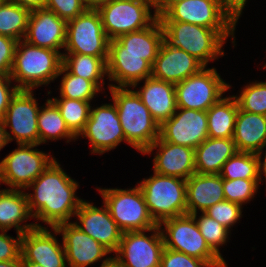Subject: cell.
Returning a JSON list of instances; mask_svg holds the SVG:
<instances>
[{
    "mask_svg": "<svg viewBox=\"0 0 266 267\" xmlns=\"http://www.w3.org/2000/svg\"><path fill=\"white\" fill-rule=\"evenodd\" d=\"M163 42L162 24L157 18L149 27L110 40L108 52L134 53L154 64Z\"/></svg>",
    "mask_w": 266,
    "mask_h": 267,
    "instance_id": "23",
    "label": "cell"
},
{
    "mask_svg": "<svg viewBox=\"0 0 266 267\" xmlns=\"http://www.w3.org/2000/svg\"><path fill=\"white\" fill-rule=\"evenodd\" d=\"M110 0H83L87 9H98L100 6L109 2Z\"/></svg>",
    "mask_w": 266,
    "mask_h": 267,
    "instance_id": "51",
    "label": "cell"
},
{
    "mask_svg": "<svg viewBox=\"0 0 266 267\" xmlns=\"http://www.w3.org/2000/svg\"><path fill=\"white\" fill-rule=\"evenodd\" d=\"M38 131L39 145L46 143L48 140L67 139V143L71 140L78 139L67 127L65 120L61 116L56 104L47 99L46 104L41 106L38 114Z\"/></svg>",
    "mask_w": 266,
    "mask_h": 267,
    "instance_id": "31",
    "label": "cell"
},
{
    "mask_svg": "<svg viewBox=\"0 0 266 267\" xmlns=\"http://www.w3.org/2000/svg\"><path fill=\"white\" fill-rule=\"evenodd\" d=\"M6 128L3 119L0 118V150L8 144Z\"/></svg>",
    "mask_w": 266,
    "mask_h": 267,
    "instance_id": "50",
    "label": "cell"
},
{
    "mask_svg": "<svg viewBox=\"0 0 266 267\" xmlns=\"http://www.w3.org/2000/svg\"><path fill=\"white\" fill-rule=\"evenodd\" d=\"M0 261H11L21 257V233L17 238L7 235V231L0 230Z\"/></svg>",
    "mask_w": 266,
    "mask_h": 267,
    "instance_id": "43",
    "label": "cell"
},
{
    "mask_svg": "<svg viewBox=\"0 0 266 267\" xmlns=\"http://www.w3.org/2000/svg\"><path fill=\"white\" fill-rule=\"evenodd\" d=\"M79 136L89 139L91 153L101 155L116 148L121 142H125L115 103L92 107L90 117Z\"/></svg>",
    "mask_w": 266,
    "mask_h": 267,
    "instance_id": "15",
    "label": "cell"
},
{
    "mask_svg": "<svg viewBox=\"0 0 266 267\" xmlns=\"http://www.w3.org/2000/svg\"><path fill=\"white\" fill-rule=\"evenodd\" d=\"M225 200L223 178L219 174L195 173L186 180L187 214L204 212Z\"/></svg>",
    "mask_w": 266,
    "mask_h": 267,
    "instance_id": "25",
    "label": "cell"
},
{
    "mask_svg": "<svg viewBox=\"0 0 266 267\" xmlns=\"http://www.w3.org/2000/svg\"><path fill=\"white\" fill-rule=\"evenodd\" d=\"M138 186L144 194L148 211L157 224L187 214L186 180L154 172L148 179L141 180Z\"/></svg>",
    "mask_w": 266,
    "mask_h": 267,
    "instance_id": "6",
    "label": "cell"
},
{
    "mask_svg": "<svg viewBox=\"0 0 266 267\" xmlns=\"http://www.w3.org/2000/svg\"><path fill=\"white\" fill-rule=\"evenodd\" d=\"M97 189L104 199L103 204L122 232L144 230L149 232L158 226L148 211L144 194L138 185L127 190L98 187Z\"/></svg>",
    "mask_w": 266,
    "mask_h": 267,
    "instance_id": "7",
    "label": "cell"
},
{
    "mask_svg": "<svg viewBox=\"0 0 266 267\" xmlns=\"http://www.w3.org/2000/svg\"><path fill=\"white\" fill-rule=\"evenodd\" d=\"M156 148L158 151L153 158V172L184 180L196 173L193 148L172 144L159 137L143 154L149 155Z\"/></svg>",
    "mask_w": 266,
    "mask_h": 267,
    "instance_id": "20",
    "label": "cell"
},
{
    "mask_svg": "<svg viewBox=\"0 0 266 267\" xmlns=\"http://www.w3.org/2000/svg\"><path fill=\"white\" fill-rule=\"evenodd\" d=\"M151 7L155 9L154 0H110L97 10L105 34L112 40L149 27L158 18L155 12L151 14Z\"/></svg>",
    "mask_w": 266,
    "mask_h": 267,
    "instance_id": "8",
    "label": "cell"
},
{
    "mask_svg": "<svg viewBox=\"0 0 266 267\" xmlns=\"http://www.w3.org/2000/svg\"><path fill=\"white\" fill-rule=\"evenodd\" d=\"M12 79L10 75H0V118L3 119L6 110L11 102V99L17 93L19 88L14 85L12 86ZM12 86V88H11Z\"/></svg>",
    "mask_w": 266,
    "mask_h": 267,
    "instance_id": "45",
    "label": "cell"
},
{
    "mask_svg": "<svg viewBox=\"0 0 266 267\" xmlns=\"http://www.w3.org/2000/svg\"><path fill=\"white\" fill-rule=\"evenodd\" d=\"M109 43L97 9H86L67 22L65 53L108 58Z\"/></svg>",
    "mask_w": 266,
    "mask_h": 267,
    "instance_id": "9",
    "label": "cell"
},
{
    "mask_svg": "<svg viewBox=\"0 0 266 267\" xmlns=\"http://www.w3.org/2000/svg\"><path fill=\"white\" fill-rule=\"evenodd\" d=\"M239 110L236 98L222 97L207 111L208 135L211 138H233L235 120Z\"/></svg>",
    "mask_w": 266,
    "mask_h": 267,
    "instance_id": "30",
    "label": "cell"
},
{
    "mask_svg": "<svg viewBox=\"0 0 266 267\" xmlns=\"http://www.w3.org/2000/svg\"><path fill=\"white\" fill-rule=\"evenodd\" d=\"M40 107L32 90L19 89L3 118L8 142L39 145L38 114ZM10 128V132L7 131ZM11 133V134H10Z\"/></svg>",
    "mask_w": 266,
    "mask_h": 267,
    "instance_id": "14",
    "label": "cell"
},
{
    "mask_svg": "<svg viewBox=\"0 0 266 267\" xmlns=\"http://www.w3.org/2000/svg\"><path fill=\"white\" fill-rule=\"evenodd\" d=\"M197 226L206 240L208 246L223 260L219 247L228 242L229 230L218 221L206 215L204 212L197 217V213L193 214Z\"/></svg>",
    "mask_w": 266,
    "mask_h": 267,
    "instance_id": "37",
    "label": "cell"
},
{
    "mask_svg": "<svg viewBox=\"0 0 266 267\" xmlns=\"http://www.w3.org/2000/svg\"><path fill=\"white\" fill-rule=\"evenodd\" d=\"M160 21H177L216 30L225 40L234 38L235 26L222 13L218 0H183L172 4Z\"/></svg>",
    "mask_w": 266,
    "mask_h": 267,
    "instance_id": "12",
    "label": "cell"
},
{
    "mask_svg": "<svg viewBox=\"0 0 266 267\" xmlns=\"http://www.w3.org/2000/svg\"><path fill=\"white\" fill-rule=\"evenodd\" d=\"M0 267H24L23 259L11 260V261H0Z\"/></svg>",
    "mask_w": 266,
    "mask_h": 267,
    "instance_id": "52",
    "label": "cell"
},
{
    "mask_svg": "<svg viewBox=\"0 0 266 267\" xmlns=\"http://www.w3.org/2000/svg\"><path fill=\"white\" fill-rule=\"evenodd\" d=\"M18 41L0 35V75H10Z\"/></svg>",
    "mask_w": 266,
    "mask_h": 267,
    "instance_id": "44",
    "label": "cell"
},
{
    "mask_svg": "<svg viewBox=\"0 0 266 267\" xmlns=\"http://www.w3.org/2000/svg\"><path fill=\"white\" fill-rule=\"evenodd\" d=\"M62 64L61 52L20 40L15 49L10 77L18 83L19 89L33 90L58 78Z\"/></svg>",
    "mask_w": 266,
    "mask_h": 267,
    "instance_id": "3",
    "label": "cell"
},
{
    "mask_svg": "<svg viewBox=\"0 0 266 267\" xmlns=\"http://www.w3.org/2000/svg\"><path fill=\"white\" fill-rule=\"evenodd\" d=\"M264 148H266V143L260 148V150L256 153V157L258 160V185L262 182V175H264L266 179V150L263 155H265L262 158V152L264 151ZM263 160V162L261 161Z\"/></svg>",
    "mask_w": 266,
    "mask_h": 267,
    "instance_id": "48",
    "label": "cell"
},
{
    "mask_svg": "<svg viewBox=\"0 0 266 267\" xmlns=\"http://www.w3.org/2000/svg\"><path fill=\"white\" fill-rule=\"evenodd\" d=\"M75 216L79 220V222H73L75 225L99 242L110 253H116L123 232L112 219L105 205L98 208L93 203L83 200Z\"/></svg>",
    "mask_w": 266,
    "mask_h": 267,
    "instance_id": "17",
    "label": "cell"
},
{
    "mask_svg": "<svg viewBox=\"0 0 266 267\" xmlns=\"http://www.w3.org/2000/svg\"><path fill=\"white\" fill-rule=\"evenodd\" d=\"M158 226L165 248L204 260L210 267H227L225 260L208 246L193 215L185 214L168 218Z\"/></svg>",
    "mask_w": 266,
    "mask_h": 267,
    "instance_id": "5",
    "label": "cell"
},
{
    "mask_svg": "<svg viewBox=\"0 0 266 267\" xmlns=\"http://www.w3.org/2000/svg\"><path fill=\"white\" fill-rule=\"evenodd\" d=\"M47 227H36L22 235L23 263H36L44 267H67L65 249Z\"/></svg>",
    "mask_w": 266,
    "mask_h": 267,
    "instance_id": "18",
    "label": "cell"
},
{
    "mask_svg": "<svg viewBox=\"0 0 266 267\" xmlns=\"http://www.w3.org/2000/svg\"><path fill=\"white\" fill-rule=\"evenodd\" d=\"M31 217L27 196L22 189L0 190V230L8 231L14 227L16 233L24 234L36 227H43L37 223L21 225Z\"/></svg>",
    "mask_w": 266,
    "mask_h": 267,
    "instance_id": "27",
    "label": "cell"
},
{
    "mask_svg": "<svg viewBox=\"0 0 266 267\" xmlns=\"http://www.w3.org/2000/svg\"><path fill=\"white\" fill-rule=\"evenodd\" d=\"M195 150V170L199 174H219L237 148L233 138L208 137Z\"/></svg>",
    "mask_w": 266,
    "mask_h": 267,
    "instance_id": "29",
    "label": "cell"
},
{
    "mask_svg": "<svg viewBox=\"0 0 266 267\" xmlns=\"http://www.w3.org/2000/svg\"><path fill=\"white\" fill-rule=\"evenodd\" d=\"M63 66L76 76L92 81L101 91L107 76V58L76 53H62Z\"/></svg>",
    "mask_w": 266,
    "mask_h": 267,
    "instance_id": "32",
    "label": "cell"
},
{
    "mask_svg": "<svg viewBox=\"0 0 266 267\" xmlns=\"http://www.w3.org/2000/svg\"><path fill=\"white\" fill-rule=\"evenodd\" d=\"M100 267H121V266L113 259V257L110 256L104 258Z\"/></svg>",
    "mask_w": 266,
    "mask_h": 267,
    "instance_id": "53",
    "label": "cell"
},
{
    "mask_svg": "<svg viewBox=\"0 0 266 267\" xmlns=\"http://www.w3.org/2000/svg\"><path fill=\"white\" fill-rule=\"evenodd\" d=\"M205 67L186 51L170 47L164 40L152 65V77L177 84Z\"/></svg>",
    "mask_w": 266,
    "mask_h": 267,
    "instance_id": "22",
    "label": "cell"
},
{
    "mask_svg": "<svg viewBox=\"0 0 266 267\" xmlns=\"http://www.w3.org/2000/svg\"><path fill=\"white\" fill-rule=\"evenodd\" d=\"M183 1V0H154L155 9L153 12L157 14V16L163 14L172 4Z\"/></svg>",
    "mask_w": 266,
    "mask_h": 267,
    "instance_id": "49",
    "label": "cell"
},
{
    "mask_svg": "<svg viewBox=\"0 0 266 267\" xmlns=\"http://www.w3.org/2000/svg\"><path fill=\"white\" fill-rule=\"evenodd\" d=\"M160 267H210L204 260L172 249H163Z\"/></svg>",
    "mask_w": 266,
    "mask_h": 267,
    "instance_id": "42",
    "label": "cell"
},
{
    "mask_svg": "<svg viewBox=\"0 0 266 267\" xmlns=\"http://www.w3.org/2000/svg\"><path fill=\"white\" fill-rule=\"evenodd\" d=\"M258 186V179H223L225 200L242 206L255 197Z\"/></svg>",
    "mask_w": 266,
    "mask_h": 267,
    "instance_id": "39",
    "label": "cell"
},
{
    "mask_svg": "<svg viewBox=\"0 0 266 267\" xmlns=\"http://www.w3.org/2000/svg\"><path fill=\"white\" fill-rule=\"evenodd\" d=\"M51 100L59 109L69 130L79 138V134L84 130L90 117L91 102L68 98L57 99L56 97Z\"/></svg>",
    "mask_w": 266,
    "mask_h": 267,
    "instance_id": "34",
    "label": "cell"
},
{
    "mask_svg": "<svg viewBox=\"0 0 266 267\" xmlns=\"http://www.w3.org/2000/svg\"><path fill=\"white\" fill-rule=\"evenodd\" d=\"M204 213L230 230L241 218L242 206L223 200L209 207Z\"/></svg>",
    "mask_w": 266,
    "mask_h": 267,
    "instance_id": "40",
    "label": "cell"
},
{
    "mask_svg": "<svg viewBox=\"0 0 266 267\" xmlns=\"http://www.w3.org/2000/svg\"><path fill=\"white\" fill-rule=\"evenodd\" d=\"M215 68L203 67L198 73L175 84L177 107L207 111L230 90Z\"/></svg>",
    "mask_w": 266,
    "mask_h": 267,
    "instance_id": "11",
    "label": "cell"
},
{
    "mask_svg": "<svg viewBox=\"0 0 266 267\" xmlns=\"http://www.w3.org/2000/svg\"><path fill=\"white\" fill-rule=\"evenodd\" d=\"M160 22L163 40L170 47L182 49L194 56L204 66L224 56L222 47L226 41L216 30L185 22Z\"/></svg>",
    "mask_w": 266,
    "mask_h": 267,
    "instance_id": "4",
    "label": "cell"
},
{
    "mask_svg": "<svg viewBox=\"0 0 266 267\" xmlns=\"http://www.w3.org/2000/svg\"><path fill=\"white\" fill-rule=\"evenodd\" d=\"M143 81L144 86L135 92L149 109L153 119L161 125L172 117L177 110L175 84L152 76Z\"/></svg>",
    "mask_w": 266,
    "mask_h": 267,
    "instance_id": "26",
    "label": "cell"
},
{
    "mask_svg": "<svg viewBox=\"0 0 266 267\" xmlns=\"http://www.w3.org/2000/svg\"><path fill=\"white\" fill-rule=\"evenodd\" d=\"M219 175L223 179H259L256 154L237 151L222 166Z\"/></svg>",
    "mask_w": 266,
    "mask_h": 267,
    "instance_id": "35",
    "label": "cell"
},
{
    "mask_svg": "<svg viewBox=\"0 0 266 267\" xmlns=\"http://www.w3.org/2000/svg\"><path fill=\"white\" fill-rule=\"evenodd\" d=\"M24 267H44L40 264H36V263H23Z\"/></svg>",
    "mask_w": 266,
    "mask_h": 267,
    "instance_id": "54",
    "label": "cell"
},
{
    "mask_svg": "<svg viewBox=\"0 0 266 267\" xmlns=\"http://www.w3.org/2000/svg\"><path fill=\"white\" fill-rule=\"evenodd\" d=\"M52 229L54 234L62 235L66 260L70 267H87L110 254L105 247L85 234L75 223H62Z\"/></svg>",
    "mask_w": 266,
    "mask_h": 267,
    "instance_id": "19",
    "label": "cell"
},
{
    "mask_svg": "<svg viewBox=\"0 0 266 267\" xmlns=\"http://www.w3.org/2000/svg\"><path fill=\"white\" fill-rule=\"evenodd\" d=\"M152 66L143 59V56L134 53L108 52L107 78L116 84L109 87H132L140 81L151 77Z\"/></svg>",
    "mask_w": 266,
    "mask_h": 267,
    "instance_id": "24",
    "label": "cell"
},
{
    "mask_svg": "<svg viewBox=\"0 0 266 267\" xmlns=\"http://www.w3.org/2000/svg\"><path fill=\"white\" fill-rule=\"evenodd\" d=\"M78 182L72 179L56 161L51 164L26 188L30 213L51 228L67 223L75 217L83 199L76 196Z\"/></svg>",
    "mask_w": 266,
    "mask_h": 267,
    "instance_id": "1",
    "label": "cell"
},
{
    "mask_svg": "<svg viewBox=\"0 0 266 267\" xmlns=\"http://www.w3.org/2000/svg\"><path fill=\"white\" fill-rule=\"evenodd\" d=\"M233 141L237 151L256 154L266 143V116L239 108Z\"/></svg>",
    "mask_w": 266,
    "mask_h": 267,
    "instance_id": "28",
    "label": "cell"
},
{
    "mask_svg": "<svg viewBox=\"0 0 266 267\" xmlns=\"http://www.w3.org/2000/svg\"><path fill=\"white\" fill-rule=\"evenodd\" d=\"M144 231L123 232L120 245L113 259L121 267H160L164 249L163 237L159 226Z\"/></svg>",
    "mask_w": 266,
    "mask_h": 267,
    "instance_id": "13",
    "label": "cell"
},
{
    "mask_svg": "<svg viewBox=\"0 0 266 267\" xmlns=\"http://www.w3.org/2000/svg\"><path fill=\"white\" fill-rule=\"evenodd\" d=\"M108 88L117 107L125 142L143 154L159 138L160 125L135 90L129 87Z\"/></svg>",
    "mask_w": 266,
    "mask_h": 267,
    "instance_id": "2",
    "label": "cell"
},
{
    "mask_svg": "<svg viewBox=\"0 0 266 267\" xmlns=\"http://www.w3.org/2000/svg\"><path fill=\"white\" fill-rule=\"evenodd\" d=\"M67 22L47 9L30 12L24 38L28 44L60 52L66 44Z\"/></svg>",
    "mask_w": 266,
    "mask_h": 267,
    "instance_id": "21",
    "label": "cell"
},
{
    "mask_svg": "<svg viewBox=\"0 0 266 267\" xmlns=\"http://www.w3.org/2000/svg\"><path fill=\"white\" fill-rule=\"evenodd\" d=\"M62 74L64 76L61 80L60 98L91 102L95 98L94 96L101 91L92 81L71 74L63 65L58 76Z\"/></svg>",
    "mask_w": 266,
    "mask_h": 267,
    "instance_id": "36",
    "label": "cell"
},
{
    "mask_svg": "<svg viewBox=\"0 0 266 267\" xmlns=\"http://www.w3.org/2000/svg\"><path fill=\"white\" fill-rule=\"evenodd\" d=\"M159 137L172 144L197 148L208 137L207 113L177 107L159 128Z\"/></svg>",
    "mask_w": 266,
    "mask_h": 267,
    "instance_id": "16",
    "label": "cell"
},
{
    "mask_svg": "<svg viewBox=\"0 0 266 267\" xmlns=\"http://www.w3.org/2000/svg\"><path fill=\"white\" fill-rule=\"evenodd\" d=\"M30 11L22 6L2 0L0 2V35L24 40Z\"/></svg>",
    "mask_w": 266,
    "mask_h": 267,
    "instance_id": "33",
    "label": "cell"
},
{
    "mask_svg": "<svg viewBox=\"0 0 266 267\" xmlns=\"http://www.w3.org/2000/svg\"><path fill=\"white\" fill-rule=\"evenodd\" d=\"M34 147L38 145L18 144L3 158L0 162V184H6L10 189L26 190L55 159Z\"/></svg>",
    "mask_w": 266,
    "mask_h": 267,
    "instance_id": "10",
    "label": "cell"
},
{
    "mask_svg": "<svg viewBox=\"0 0 266 267\" xmlns=\"http://www.w3.org/2000/svg\"><path fill=\"white\" fill-rule=\"evenodd\" d=\"M222 13L236 27L247 0H218Z\"/></svg>",
    "mask_w": 266,
    "mask_h": 267,
    "instance_id": "46",
    "label": "cell"
},
{
    "mask_svg": "<svg viewBox=\"0 0 266 267\" xmlns=\"http://www.w3.org/2000/svg\"><path fill=\"white\" fill-rule=\"evenodd\" d=\"M234 97L241 110L266 116V82L250 83L241 90L239 96Z\"/></svg>",
    "mask_w": 266,
    "mask_h": 267,
    "instance_id": "38",
    "label": "cell"
},
{
    "mask_svg": "<svg viewBox=\"0 0 266 267\" xmlns=\"http://www.w3.org/2000/svg\"><path fill=\"white\" fill-rule=\"evenodd\" d=\"M45 9L54 12L68 22L75 19L87 8L83 0H46Z\"/></svg>",
    "mask_w": 266,
    "mask_h": 267,
    "instance_id": "41",
    "label": "cell"
},
{
    "mask_svg": "<svg viewBox=\"0 0 266 267\" xmlns=\"http://www.w3.org/2000/svg\"><path fill=\"white\" fill-rule=\"evenodd\" d=\"M22 6L30 12L38 9H45L46 0H5Z\"/></svg>",
    "mask_w": 266,
    "mask_h": 267,
    "instance_id": "47",
    "label": "cell"
}]
</instances>
